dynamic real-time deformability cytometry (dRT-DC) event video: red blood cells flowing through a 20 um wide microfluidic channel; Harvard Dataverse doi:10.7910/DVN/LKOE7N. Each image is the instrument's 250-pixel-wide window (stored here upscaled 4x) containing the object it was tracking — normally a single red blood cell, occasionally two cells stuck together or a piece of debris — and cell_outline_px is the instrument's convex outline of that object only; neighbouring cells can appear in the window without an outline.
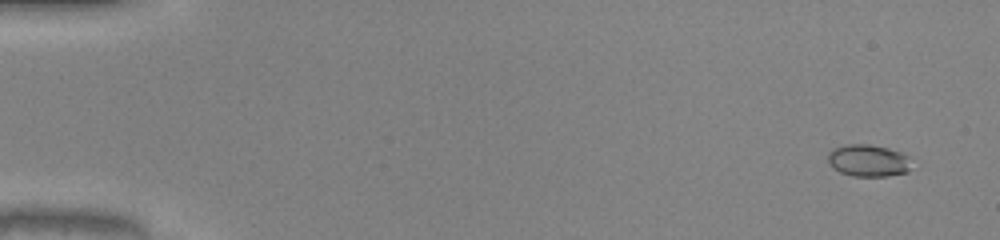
{"species": "common noctule bat (a hibernating species)", "species_latin": "Nyctalus noctula", "temperature_condition": "warm", "stored_images_in_passage": 51, "camera_frame_rate_fps": 3000, "um_per_image_px": 0.085, "animal": {"sex": "male", "body_mass_g": 20.0, "forearm_length_mm": 53.3}, "frame": {"image": 1, "passage_image": 3, "time_ms": 0.667, "image_size_px": [1000, 240], "cell_outline_px": [[908, 172], [888, 176], [852, 176], [840, 172], [828, 160], [828, 152], [832, 148], [848, 144], [868, 144], [888, 148], [900, 152], [908, 156]], "centroid_in_image_um": [73.78, 13.64], "position_along_channel_um": 11.2, "area_um2": 15.37}}
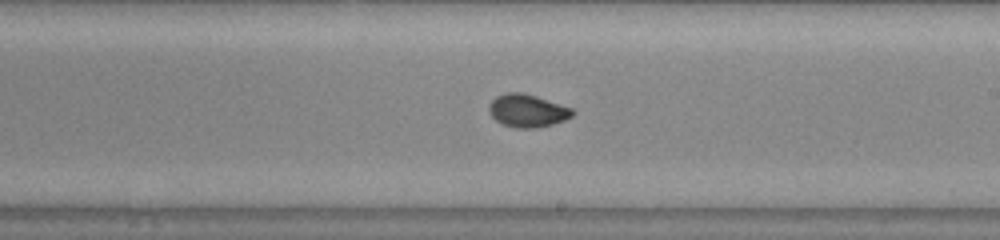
{"frame": {"image": 2, "passage_image": 31, "time_ms": 10.0, "image_size_px": [1000, 240], "cell_outline_px": [[576, 112], [572, 116], [564, 120], [552, 124], [536, 128], [516, 128], [504, 124], [496, 120], [488, 112], [488, 108], [492, 100], [496, 96], [508, 92], [520, 92], [536, 96], [572, 108]], "centroid_in_image_um": [44.83, 9.41], "position_along_channel_um": 244.2, "area_um2": 15.9}}
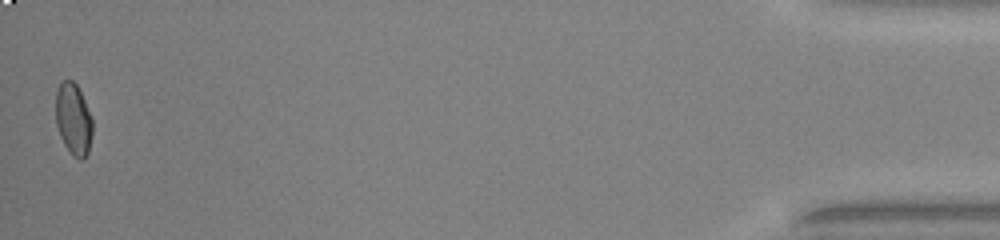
{"frame": {"image": 3, "passage_image": 51, "time_ms": 16.667, "image_size_px": [1000, 240], "cell_outline_px": [[92, 136], [88, 152], [84, 160], [80, 160], [72, 156], [64, 144], [60, 136], [56, 124], [56, 92], [60, 84], [64, 80], [72, 80], [76, 84], [84, 100], [92, 120]], "centroid_in_image_um": [6.24, 10.18], "position_along_channel_um": 429.0, "area_um2": 15.32}, "authors_computed_cell_mechanics": {"area_um2": 15.606, "velocity_mm_per_s": 4.1104, "shape_relaxation_time_tau1_ms": 9.6548, "shape_relaxation_time_tau2_ms": 0.687, "deformation_change_tau1": 0.214, "deformation_change_tau2": 0.0287}}